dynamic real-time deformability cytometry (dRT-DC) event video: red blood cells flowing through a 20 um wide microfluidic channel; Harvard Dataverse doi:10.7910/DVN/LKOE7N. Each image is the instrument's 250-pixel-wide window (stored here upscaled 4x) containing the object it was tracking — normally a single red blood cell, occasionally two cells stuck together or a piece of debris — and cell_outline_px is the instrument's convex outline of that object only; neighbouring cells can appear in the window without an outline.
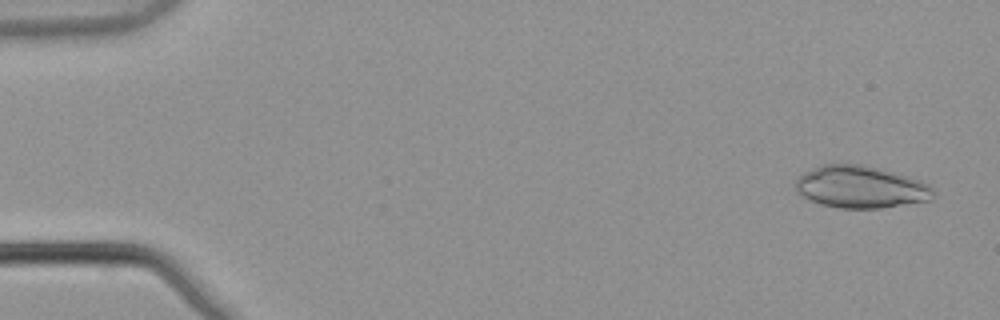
{"species": "common noctule bat (a hibernating species)", "species_latin": "Nyctalus noctula", "temperature_condition": "warm", "stored_images_in_passage": 5, "camera_frame_rate_fps": 3000, "um_per_image_px": 0.085, "animal": {"sex": "male", "body_mass_g": 21.5, "forearm_length_mm": 52.0}, "frame": {"image": 1, "passage_image": 1, "time_ms": 0.0, "image_size_px": [1000, 320], "cell_outline_px": [[936, 196], [932, 200], [880, 208], [840, 208], [820, 204], [804, 196], [796, 188], [796, 180], [804, 172], [824, 164], [864, 164], [920, 180], [928, 184], [936, 192]], "centroid_in_image_um": [73.21, 15.9], "position_along_channel_um": 11.8, "area_um2": 33.64}}